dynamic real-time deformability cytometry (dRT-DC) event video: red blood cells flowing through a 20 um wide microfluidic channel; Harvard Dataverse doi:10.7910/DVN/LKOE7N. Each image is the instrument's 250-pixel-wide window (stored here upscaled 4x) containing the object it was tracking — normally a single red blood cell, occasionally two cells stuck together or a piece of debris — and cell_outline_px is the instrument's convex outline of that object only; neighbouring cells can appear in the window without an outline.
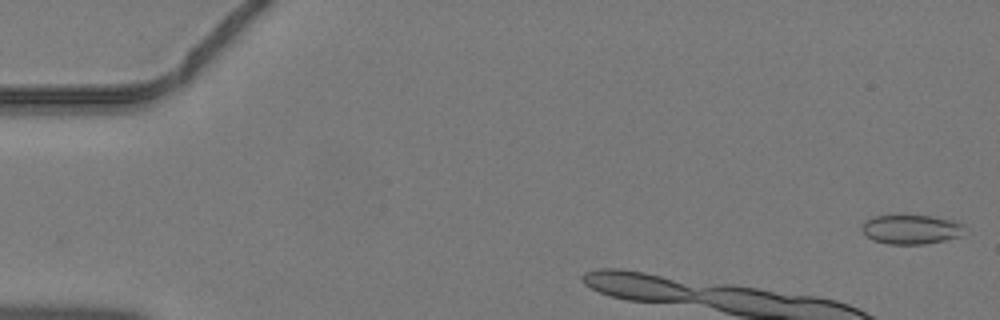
{"species": "common noctule bat (a hibernating species)", "species_latin": "Nyctalus noctula", "temperature_condition": "warm", "stored_images_in_passage": 6, "camera_frame_rate_fps": 3000, "um_per_image_px": 0.085, "animal": {"sex": "male", "body_mass_g": 19.2, "forearm_length_mm": 51.8}, "frame": {"image": 1, "passage_image": 1, "time_ms": 0.0, "image_size_px": [1000, 320], "cell_outline_px": [[964, 224], [960, 236], [944, 240], [924, 244], [888, 244], [872, 240], [860, 228], [872, 216], [900, 212], [932, 216], [956, 220]], "centroid_in_image_um": [77.42, 19.44], "position_along_channel_um": 7.6, "area_um2": 18.21}}